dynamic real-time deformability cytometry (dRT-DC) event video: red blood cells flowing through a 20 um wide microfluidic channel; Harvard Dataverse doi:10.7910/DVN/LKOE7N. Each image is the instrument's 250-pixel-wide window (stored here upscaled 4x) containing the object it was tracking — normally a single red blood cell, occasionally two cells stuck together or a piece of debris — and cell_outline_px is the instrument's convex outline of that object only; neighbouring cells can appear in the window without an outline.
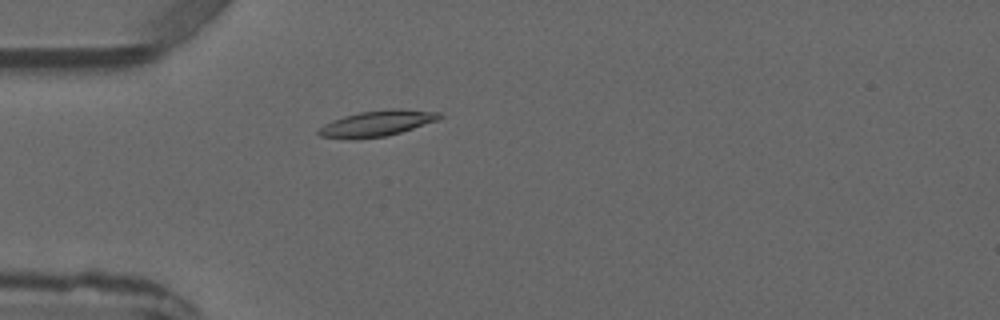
{"species": "common noctule bat (a hibernating species)", "species_latin": "Nyctalus noctula", "temperature_condition": "warm", "stored_images_in_passage": 1, "camera_frame_rate_fps": 3000, "um_per_image_px": 0.085, "animal": {"sex": "male", "forearm_length_mm": 52.5}, "frame": {"image": 1, "passage_image": 1, "time_ms": 0.0, "image_size_px": [1000, 320], "cell_outline_px": [[444, 116], [436, 120], [400, 132], [384, 136], [352, 140], [320, 136], [316, 132], [324, 124], [332, 120], [344, 116], [360, 112], [388, 108], [400, 108], [440, 112]], "centroid_in_image_um": [32.01, 10.48], "position_along_channel_um": 53.0, "area_um2": 18.21}}